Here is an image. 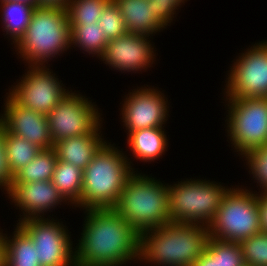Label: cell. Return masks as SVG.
<instances>
[{"label": "cell", "instance_id": "cell-1", "mask_svg": "<svg viewBox=\"0 0 267 266\" xmlns=\"http://www.w3.org/2000/svg\"><path fill=\"white\" fill-rule=\"evenodd\" d=\"M76 266H122L139 261L140 234L113 208L86 209ZM136 259V260H135Z\"/></svg>", "mask_w": 267, "mask_h": 266}, {"label": "cell", "instance_id": "cell-2", "mask_svg": "<svg viewBox=\"0 0 267 266\" xmlns=\"http://www.w3.org/2000/svg\"><path fill=\"white\" fill-rule=\"evenodd\" d=\"M208 226L170 222L140 234L139 260L162 266H192L205 252Z\"/></svg>", "mask_w": 267, "mask_h": 266}, {"label": "cell", "instance_id": "cell-3", "mask_svg": "<svg viewBox=\"0 0 267 266\" xmlns=\"http://www.w3.org/2000/svg\"><path fill=\"white\" fill-rule=\"evenodd\" d=\"M128 157L106 142L83 170V209L114 208L128 179L134 174Z\"/></svg>", "mask_w": 267, "mask_h": 266}, {"label": "cell", "instance_id": "cell-4", "mask_svg": "<svg viewBox=\"0 0 267 266\" xmlns=\"http://www.w3.org/2000/svg\"><path fill=\"white\" fill-rule=\"evenodd\" d=\"M113 209L139 234L169 224L168 184L134 172Z\"/></svg>", "mask_w": 267, "mask_h": 266}, {"label": "cell", "instance_id": "cell-5", "mask_svg": "<svg viewBox=\"0 0 267 266\" xmlns=\"http://www.w3.org/2000/svg\"><path fill=\"white\" fill-rule=\"evenodd\" d=\"M15 47L28 66H45L50 57L67 51L71 47V28L66 8L35 7Z\"/></svg>", "mask_w": 267, "mask_h": 266}, {"label": "cell", "instance_id": "cell-6", "mask_svg": "<svg viewBox=\"0 0 267 266\" xmlns=\"http://www.w3.org/2000/svg\"><path fill=\"white\" fill-rule=\"evenodd\" d=\"M210 180L186 179L168 185L171 222L209 225L230 187Z\"/></svg>", "mask_w": 267, "mask_h": 266}, {"label": "cell", "instance_id": "cell-7", "mask_svg": "<svg viewBox=\"0 0 267 266\" xmlns=\"http://www.w3.org/2000/svg\"><path fill=\"white\" fill-rule=\"evenodd\" d=\"M210 237L240 243L261 232L257 193L230 188L208 225Z\"/></svg>", "mask_w": 267, "mask_h": 266}, {"label": "cell", "instance_id": "cell-8", "mask_svg": "<svg viewBox=\"0 0 267 266\" xmlns=\"http://www.w3.org/2000/svg\"><path fill=\"white\" fill-rule=\"evenodd\" d=\"M228 104L227 133L238 155L267 143V98L225 99Z\"/></svg>", "mask_w": 267, "mask_h": 266}, {"label": "cell", "instance_id": "cell-9", "mask_svg": "<svg viewBox=\"0 0 267 266\" xmlns=\"http://www.w3.org/2000/svg\"><path fill=\"white\" fill-rule=\"evenodd\" d=\"M98 109L88 98L71 90L47 115L53 142L101 129L103 118Z\"/></svg>", "mask_w": 267, "mask_h": 266}, {"label": "cell", "instance_id": "cell-10", "mask_svg": "<svg viewBox=\"0 0 267 266\" xmlns=\"http://www.w3.org/2000/svg\"><path fill=\"white\" fill-rule=\"evenodd\" d=\"M56 221L28 218L17 224L32 239L41 266H76L71 235L64 224Z\"/></svg>", "mask_w": 267, "mask_h": 266}, {"label": "cell", "instance_id": "cell-11", "mask_svg": "<svg viewBox=\"0 0 267 266\" xmlns=\"http://www.w3.org/2000/svg\"><path fill=\"white\" fill-rule=\"evenodd\" d=\"M228 71L225 99L267 98V41L241 53Z\"/></svg>", "mask_w": 267, "mask_h": 266}, {"label": "cell", "instance_id": "cell-12", "mask_svg": "<svg viewBox=\"0 0 267 266\" xmlns=\"http://www.w3.org/2000/svg\"><path fill=\"white\" fill-rule=\"evenodd\" d=\"M28 66L27 73L9 89V94L22 106L48 115L69 92L49 67ZM50 70V71H49Z\"/></svg>", "mask_w": 267, "mask_h": 266}, {"label": "cell", "instance_id": "cell-13", "mask_svg": "<svg viewBox=\"0 0 267 266\" xmlns=\"http://www.w3.org/2000/svg\"><path fill=\"white\" fill-rule=\"evenodd\" d=\"M133 90L128 93L121 109V120L128 131L127 135L140 129L164 127L169 116L168 100L164 93L145 86Z\"/></svg>", "mask_w": 267, "mask_h": 266}, {"label": "cell", "instance_id": "cell-14", "mask_svg": "<svg viewBox=\"0 0 267 266\" xmlns=\"http://www.w3.org/2000/svg\"><path fill=\"white\" fill-rule=\"evenodd\" d=\"M6 94L0 125L9 133L24 138L40 149L53 148L47 115L20 105L9 93Z\"/></svg>", "mask_w": 267, "mask_h": 266}, {"label": "cell", "instance_id": "cell-15", "mask_svg": "<svg viewBox=\"0 0 267 266\" xmlns=\"http://www.w3.org/2000/svg\"><path fill=\"white\" fill-rule=\"evenodd\" d=\"M149 36L126 33L107 42L102 56L104 63L119 72H134L152 67L155 61L154 46Z\"/></svg>", "mask_w": 267, "mask_h": 266}, {"label": "cell", "instance_id": "cell-16", "mask_svg": "<svg viewBox=\"0 0 267 266\" xmlns=\"http://www.w3.org/2000/svg\"><path fill=\"white\" fill-rule=\"evenodd\" d=\"M7 194L6 197L9 196L12 203L23 212V218L19 221L42 218L45 212L55 209L61 202H67L52 181L12 183Z\"/></svg>", "mask_w": 267, "mask_h": 266}, {"label": "cell", "instance_id": "cell-17", "mask_svg": "<svg viewBox=\"0 0 267 266\" xmlns=\"http://www.w3.org/2000/svg\"><path fill=\"white\" fill-rule=\"evenodd\" d=\"M99 130L97 129L92 134L70 137L55 142L53 149L57 159L84 170L98 150L107 142L102 138L101 130Z\"/></svg>", "mask_w": 267, "mask_h": 266}, {"label": "cell", "instance_id": "cell-18", "mask_svg": "<svg viewBox=\"0 0 267 266\" xmlns=\"http://www.w3.org/2000/svg\"><path fill=\"white\" fill-rule=\"evenodd\" d=\"M124 18L127 33L154 35L166 27L154 16L150 0H113ZM154 33V34H153Z\"/></svg>", "mask_w": 267, "mask_h": 266}, {"label": "cell", "instance_id": "cell-19", "mask_svg": "<svg viewBox=\"0 0 267 266\" xmlns=\"http://www.w3.org/2000/svg\"><path fill=\"white\" fill-rule=\"evenodd\" d=\"M164 130L163 127H153L130 132L127 144L133 157L143 162L159 159L167 151L168 139Z\"/></svg>", "mask_w": 267, "mask_h": 266}, {"label": "cell", "instance_id": "cell-20", "mask_svg": "<svg viewBox=\"0 0 267 266\" xmlns=\"http://www.w3.org/2000/svg\"><path fill=\"white\" fill-rule=\"evenodd\" d=\"M1 236L5 246V266H41L32 239L18 224L12 239L2 232Z\"/></svg>", "mask_w": 267, "mask_h": 266}, {"label": "cell", "instance_id": "cell-21", "mask_svg": "<svg viewBox=\"0 0 267 266\" xmlns=\"http://www.w3.org/2000/svg\"><path fill=\"white\" fill-rule=\"evenodd\" d=\"M240 243L209 238L205 252L192 266H244Z\"/></svg>", "mask_w": 267, "mask_h": 266}, {"label": "cell", "instance_id": "cell-22", "mask_svg": "<svg viewBox=\"0 0 267 266\" xmlns=\"http://www.w3.org/2000/svg\"><path fill=\"white\" fill-rule=\"evenodd\" d=\"M83 170L73 164L57 160L52 183L67 203L79 207L81 205Z\"/></svg>", "mask_w": 267, "mask_h": 266}, {"label": "cell", "instance_id": "cell-23", "mask_svg": "<svg viewBox=\"0 0 267 266\" xmlns=\"http://www.w3.org/2000/svg\"><path fill=\"white\" fill-rule=\"evenodd\" d=\"M2 8V22L3 29L6 35L11 37V44H16L24 35L26 28L30 22L34 7L15 1L0 2Z\"/></svg>", "mask_w": 267, "mask_h": 266}, {"label": "cell", "instance_id": "cell-24", "mask_svg": "<svg viewBox=\"0 0 267 266\" xmlns=\"http://www.w3.org/2000/svg\"><path fill=\"white\" fill-rule=\"evenodd\" d=\"M57 160L53 148L42 149L32 161L13 175L12 183L51 181Z\"/></svg>", "mask_w": 267, "mask_h": 266}, {"label": "cell", "instance_id": "cell-25", "mask_svg": "<svg viewBox=\"0 0 267 266\" xmlns=\"http://www.w3.org/2000/svg\"><path fill=\"white\" fill-rule=\"evenodd\" d=\"M71 46L74 45L80 50L93 54L97 58L102 56L107 42L105 34L101 32L98 23L86 25H70Z\"/></svg>", "mask_w": 267, "mask_h": 266}, {"label": "cell", "instance_id": "cell-26", "mask_svg": "<svg viewBox=\"0 0 267 266\" xmlns=\"http://www.w3.org/2000/svg\"><path fill=\"white\" fill-rule=\"evenodd\" d=\"M41 150L24 138L6 131V155L12 175L32 161Z\"/></svg>", "mask_w": 267, "mask_h": 266}, {"label": "cell", "instance_id": "cell-27", "mask_svg": "<svg viewBox=\"0 0 267 266\" xmlns=\"http://www.w3.org/2000/svg\"><path fill=\"white\" fill-rule=\"evenodd\" d=\"M111 0H70L66 7L70 25L98 23L105 6Z\"/></svg>", "mask_w": 267, "mask_h": 266}, {"label": "cell", "instance_id": "cell-28", "mask_svg": "<svg viewBox=\"0 0 267 266\" xmlns=\"http://www.w3.org/2000/svg\"><path fill=\"white\" fill-rule=\"evenodd\" d=\"M245 265L267 266V232H260L240 242Z\"/></svg>", "mask_w": 267, "mask_h": 266}, {"label": "cell", "instance_id": "cell-29", "mask_svg": "<svg viewBox=\"0 0 267 266\" xmlns=\"http://www.w3.org/2000/svg\"><path fill=\"white\" fill-rule=\"evenodd\" d=\"M98 25L108 40L115 39L127 33L124 18L113 0L105 6L99 18Z\"/></svg>", "mask_w": 267, "mask_h": 266}, {"label": "cell", "instance_id": "cell-30", "mask_svg": "<svg viewBox=\"0 0 267 266\" xmlns=\"http://www.w3.org/2000/svg\"><path fill=\"white\" fill-rule=\"evenodd\" d=\"M242 157L247 161L249 171L257 184L259 185L261 192H267V143L263 146L256 147L246 152Z\"/></svg>", "mask_w": 267, "mask_h": 266}, {"label": "cell", "instance_id": "cell-31", "mask_svg": "<svg viewBox=\"0 0 267 266\" xmlns=\"http://www.w3.org/2000/svg\"><path fill=\"white\" fill-rule=\"evenodd\" d=\"M185 1L187 0H150V4H153L154 16L166 27L173 21L174 14H177L176 9Z\"/></svg>", "mask_w": 267, "mask_h": 266}, {"label": "cell", "instance_id": "cell-32", "mask_svg": "<svg viewBox=\"0 0 267 266\" xmlns=\"http://www.w3.org/2000/svg\"><path fill=\"white\" fill-rule=\"evenodd\" d=\"M13 175L10 172L6 155V130L0 125V188L3 187L6 194L11 189Z\"/></svg>", "mask_w": 267, "mask_h": 266}, {"label": "cell", "instance_id": "cell-33", "mask_svg": "<svg viewBox=\"0 0 267 266\" xmlns=\"http://www.w3.org/2000/svg\"><path fill=\"white\" fill-rule=\"evenodd\" d=\"M261 232H267V192L257 193Z\"/></svg>", "mask_w": 267, "mask_h": 266}, {"label": "cell", "instance_id": "cell-34", "mask_svg": "<svg viewBox=\"0 0 267 266\" xmlns=\"http://www.w3.org/2000/svg\"><path fill=\"white\" fill-rule=\"evenodd\" d=\"M70 0H38V5L42 7L66 8Z\"/></svg>", "mask_w": 267, "mask_h": 266}, {"label": "cell", "instance_id": "cell-35", "mask_svg": "<svg viewBox=\"0 0 267 266\" xmlns=\"http://www.w3.org/2000/svg\"><path fill=\"white\" fill-rule=\"evenodd\" d=\"M0 266H5V246L0 231Z\"/></svg>", "mask_w": 267, "mask_h": 266}, {"label": "cell", "instance_id": "cell-36", "mask_svg": "<svg viewBox=\"0 0 267 266\" xmlns=\"http://www.w3.org/2000/svg\"><path fill=\"white\" fill-rule=\"evenodd\" d=\"M4 1H15V2H19V3L28 4L34 8L39 7L38 0H0V2H4Z\"/></svg>", "mask_w": 267, "mask_h": 266}]
</instances>
